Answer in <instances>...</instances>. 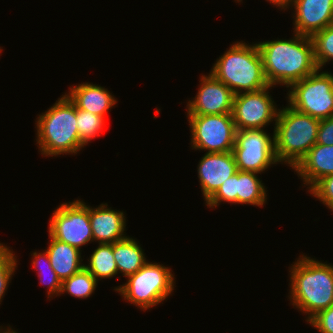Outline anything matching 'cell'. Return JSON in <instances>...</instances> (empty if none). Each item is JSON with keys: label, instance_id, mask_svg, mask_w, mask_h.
Returning a JSON list of instances; mask_svg holds the SVG:
<instances>
[{"label": "cell", "instance_id": "obj_1", "mask_svg": "<svg viewBox=\"0 0 333 333\" xmlns=\"http://www.w3.org/2000/svg\"><path fill=\"white\" fill-rule=\"evenodd\" d=\"M256 44L262 57L265 78L273 87L285 85L284 88L288 89L318 69L314 44L309 36L293 32L289 39H269L257 41Z\"/></svg>", "mask_w": 333, "mask_h": 333}, {"label": "cell", "instance_id": "obj_26", "mask_svg": "<svg viewBox=\"0 0 333 333\" xmlns=\"http://www.w3.org/2000/svg\"><path fill=\"white\" fill-rule=\"evenodd\" d=\"M18 257L12 247L0 242V305L18 268Z\"/></svg>", "mask_w": 333, "mask_h": 333}, {"label": "cell", "instance_id": "obj_22", "mask_svg": "<svg viewBox=\"0 0 333 333\" xmlns=\"http://www.w3.org/2000/svg\"><path fill=\"white\" fill-rule=\"evenodd\" d=\"M31 253L32 268L37 272V276L40 280L39 284L44 285L47 288V300L59 297L62 282L58 278L56 272L52 269L48 253L45 249L40 251L35 250Z\"/></svg>", "mask_w": 333, "mask_h": 333}, {"label": "cell", "instance_id": "obj_4", "mask_svg": "<svg viewBox=\"0 0 333 333\" xmlns=\"http://www.w3.org/2000/svg\"><path fill=\"white\" fill-rule=\"evenodd\" d=\"M233 94L254 92L269 86L263 70V61L255 42H232L209 71Z\"/></svg>", "mask_w": 333, "mask_h": 333}, {"label": "cell", "instance_id": "obj_28", "mask_svg": "<svg viewBox=\"0 0 333 333\" xmlns=\"http://www.w3.org/2000/svg\"><path fill=\"white\" fill-rule=\"evenodd\" d=\"M308 193L333 213V174L319 180Z\"/></svg>", "mask_w": 333, "mask_h": 333}, {"label": "cell", "instance_id": "obj_33", "mask_svg": "<svg viewBox=\"0 0 333 333\" xmlns=\"http://www.w3.org/2000/svg\"><path fill=\"white\" fill-rule=\"evenodd\" d=\"M235 3L237 2L238 4H240L241 2H243V0H234Z\"/></svg>", "mask_w": 333, "mask_h": 333}, {"label": "cell", "instance_id": "obj_5", "mask_svg": "<svg viewBox=\"0 0 333 333\" xmlns=\"http://www.w3.org/2000/svg\"><path fill=\"white\" fill-rule=\"evenodd\" d=\"M320 120L287 105L279 107L274 130L275 156L292 170L316 144Z\"/></svg>", "mask_w": 333, "mask_h": 333}, {"label": "cell", "instance_id": "obj_30", "mask_svg": "<svg viewBox=\"0 0 333 333\" xmlns=\"http://www.w3.org/2000/svg\"><path fill=\"white\" fill-rule=\"evenodd\" d=\"M316 143L333 145V116L320 120Z\"/></svg>", "mask_w": 333, "mask_h": 333}, {"label": "cell", "instance_id": "obj_31", "mask_svg": "<svg viewBox=\"0 0 333 333\" xmlns=\"http://www.w3.org/2000/svg\"><path fill=\"white\" fill-rule=\"evenodd\" d=\"M273 5V7H277L280 11H289L288 9L291 6L292 0H265Z\"/></svg>", "mask_w": 333, "mask_h": 333}, {"label": "cell", "instance_id": "obj_34", "mask_svg": "<svg viewBox=\"0 0 333 333\" xmlns=\"http://www.w3.org/2000/svg\"><path fill=\"white\" fill-rule=\"evenodd\" d=\"M2 51H3V48L0 47V56H1V54H2Z\"/></svg>", "mask_w": 333, "mask_h": 333}, {"label": "cell", "instance_id": "obj_11", "mask_svg": "<svg viewBox=\"0 0 333 333\" xmlns=\"http://www.w3.org/2000/svg\"><path fill=\"white\" fill-rule=\"evenodd\" d=\"M268 87L254 91L234 95L232 106V118L236 130L265 129L271 123L275 127L278 114V106Z\"/></svg>", "mask_w": 333, "mask_h": 333}, {"label": "cell", "instance_id": "obj_16", "mask_svg": "<svg viewBox=\"0 0 333 333\" xmlns=\"http://www.w3.org/2000/svg\"><path fill=\"white\" fill-rule=\"evenodd\" d=\"M65 94L78 109L91 112L105 119L107 113L118 104L117 98L110 90L89 81L71 85Z\"/></svg>", "mask_w": 333, "mask_h": 333}, {"label": "cell", "instance_id": "obj_15", "mask_svg": "<svg viewBox=\"0 0 333 333\" xmlns=\"http://www.w3.org/2000/svg\"><path fill=\"white\" fill-rule=\"evenodd\" d=\"M89 218L95 243L113 244L128 237L125 232L127 217L123 210L113 209L108 203H101L98 207L89 205Z\"/></svg>", "mask_w": 333, "mask_h": 333}, {"label": "cell", "instance_id": "obj_23", "mask_svg": "<svg viewBox=\"0 0 333 333\" xmlns=\"http://www.w3.org/2000/svg\"><path fill=\"white\" fill-rule=\"evenodd\" d=\"M97 286L98 281L83 267L79 272L62 281L59 296L63 294L65 296L67 293L71 297L86 300V298H90L91 295L93 296Z\"/></svg>", "mask_w": 333, "mask_h": 333}, {"label": "cell", "instance_id": "obj_29", "mask_svg": "<svg viewBox=\"0 0 333 333\" xmlns=\"http://www.w3.org/2000/svg\"><path fill=\"white\" fill-rule=\"evenodd\" d=\"M319 333H333V304L318 312L308 322Z\"/></svg>", "mask_w": 333, "mask_h": 333}, {"label": "cell", "instance_id": "obj_2", "mask_svg": "<svg viewBox=\"0 0 333 333\" xmlns=\"http://www.w3.org/2000/svg\"><path fill=\"white\" fill-rule=\"evenodd\" d=\"M288 268V299L294 309L306 315L305 322L333 304L332 263L303 253Z\"/></svg>", "mask_w": 333, "mask_h": 333}, {"label": "cell", "instance_id": "obj_25", "mask_svg": "<svg viewBox=\"0 0 333 333\" xmlns=\"http://www.w3.org/2000/svg\"><path fill=\"white\" fill-rule=\"evenodd\" d=\"M311 38L316 65L323 70L329 63H333V25L316 32Z\"/></svg>", "mask_w": 333, "mask_h": 333}, {"label": "cell", "instance_id": "obj_9", "mask_svg": "<svg viewBox=\"0 0 333 333\" xmlns=\"http://www.w3.org/2000/svg\"><path fill=\"white\" fill-rule=\"evenodd\" d=\"M191 150L206 153L232 152L236 128L231 113L186 115Z\"/></svg>", "mask_w": 333, "mask_h": 333}, {"label": "cell", "instance_id": "obj_13", "mask_svg": "<svg viewBox=\"0 0 333 333\" xmlns=\"http://www.w3.org/2000/svg\"><path fill=\"white\" fill-rule=\"evenodd\" d=\"M293 32L312 37L333 25V0H292Z\"/></svg>", "mask_w": 333, "mask_h": 333}, {"label": "cell", "instance_id": "obj_20", "mask_svg": "<svg viewBox=\"0 0 333 333\" xmlns=\"http://www.w3.org/2000/svg\"><path fill=\"white\" fill-rule=\"evenodd\" d=\"M238 205L264 207L267 204L268 190L258 173L237 171Z\"/></svg>", "mask_w": 333, "mask_h": 333}, {"label": "cell", "instance_id": "obj_3", "mask_svg": "<svg viewBox=\"0 0 333 333\" xmlns=\"http://www.w3.org/2000/svg\"><path fill=\"white\" fill-rule=\"evenodd\" d=\"M77 107L66 94L37 115L35 140L43 157L79 154L85 146L80 142L77 128Z\"/></svg>", "mask_w": 333, "mask_h": 333}, {"label": "cell", "instance_id": "obj_6", "mask_svg": "<svg viewBox=\"0 0 333 333\" xmlns=\"http://www.w3.org/2000/svg\"><path fill=\"white\" fill-rule=\"evenodd\" d=\"M172 272L168 265L148 261L113 290L127 303L145 312L163 304L173 294L176 277Z\"/></svg>", "mask_w": 333, "mask_h": 333}, {"label": "cell", "instance_id": "obj_18", "mask_svg": "<svg viewBox=\"0 0 333 333\" xmlns=\"http://www.w3.org/2000/svg\"><path fill=\"white\" fill-rule=\"evenodd\" d=\"M48 247L45 248L58 278L62 281L68 279L84 267V257L78 248L61 242L48 234Z\"/></svg>", "mask_w": 333, "mask_h": 333}, {"label": "cell", "instance_id": "obj_10", "mask_svg": "<svg viewBox=\"0 0 333 333\" xmlns=\"http://www.w3.org/2000/svg\"><path fill=\"white\" fill-rule=\"evenodd\" d=\"M233 154L240 171L265 173L279 162L275 156L274 130L267 129L236 130Z\"/></svg>", "mask_w": 333, "mask_h": 333}, {"label": "cell", "instance_id": "obj_24", "mask_svg": "<svg viewBox=\"0 0 333 333\" xmlns=\"http://www.w3.org/2000/svg\"><path fill=\"white\" fill-rule=\"evenodd\" d=\"M76 121L80 142L85 147L104 132L107 123L104 117L78 108Z\"/></svg>", "mask_w": 333, "mask_h": 333}, {"label": "cell", "instance_id": "obj_27", "mask_svg": "<svg viewBox=\"0 0 333 333\" xmlns=\"http://www.w3.org/2000/svg\"><path fill=\"white\" fill-rule=\"evenodd\" d=\"M238 204L237 173L223 182L217 191L204 203L207 208H217L222 203Z\"/></svg>", "mask_w": 333, "mask_h": 333}, {"label": "cell", "instance_id": "obj_19", "mask_svg": "<svg viewBox=\"0 0 333 333\" xmlns=\"http://www.w3.org/2000/svg\"><path fill=\"white\" fill-rule=\"evenodd\" d=\"M139 241L131 236L113 243V255L117 265L118 275L125 279L136 273L148 262Z\"/></svg>", "mask_w": 333, "mask_h": 333}, {"label": "cell", "instance_id": "obj_21", "mask_svg": "<svg viewBox=\"0 0 333 333\" xmlns=\"http://www.w3.org/2000/svg\"><path fill=\"white\" fill-rule=\"evenodd\" d=\"M87 258L84 267L99 282L118 276L117 265L113 255V244H97Z\"/></svg>", "mask_w": 333, "mask_h": 333}, {"label": "cell", "instance_id": "obj_12", "mask_svg": "<svg viewBox=\"0 0 333 333\" xmlns=\"http://www.w3.org/2000/svg\"><path fill=\"white\" fill-rule=\"evenodd\" d=\"M195 97L186 102L185 115H211L232 113L234 94L210 72L199 78Z\"/></svg>", "mask_w": 333, "mask_h": 333}, {"label": "cell", "instance_id": "obj_17", "mask_svg": "<svg viewBox=\"0 0 333 333\" xmlns=\"http://www.w3.org/2000/svg\"><path fill=\"white\" fill-rule=\"evenodd\" d=\"M293 170L308 192L323 177L333 174V145L316 143Z\"/></svg>", "mask_w": 333, "mask_h": 333}, {"label": "cell", "instance_id": "obj_32", "mask_svg": "<svg viewBox=\"0 0 333 333\" xmlns=\"http://www.w3.org/2000/svg\"><path fill=\"white\" fill-rule=\"evenodd\" d=\"M0 333H18L17 330L12 329L10 324H7V326L0 325Z\"/></svg>", "mask_w": 333, "mask_h": 333}, {"label": "cell", "instance_id": "obj_7", "mask_svg": "<svg viewBox=\"0 0 333 333\" xmlns=\"http://www.w3.org/2000/svg\"><path fill=\"white\" fill-rule=\"evenodd\" d=\"M287 104L319 120L333 116V74L317 69L293 83L286 94Z\"/></svg>", "mask_w": 333, "mask_h": 333}, {"label": "cell", "instance_id": "obj_14", "mask_svg": "<svg viewBox=\"0 0 333 333\" xmlns=\"http://www.w3.org/2000/svg\"><path fill=\"white\" fill-rule=\"evenodd\" d=\"M233 152L206 153L197 165V177L204 202H206L228 178L237 173Z\"/></svg>", "mask_w": 333, "mask_h": 333}, {"label": "cell", "instance_id": "obj_8", "mask_svg": "<svg viewBox=\"0 0 333 333\" xmlns=\"http://www.w3.org/2000/svg\"><path fill=\"white\" fill-rule=\"evenodd\" d=\"M48 220V234L61 242L80 251L93 242L89 204L81 199L60 203Z\"/></svg>", "mask_w": 333, "mask_h": 333}]
</instances>
